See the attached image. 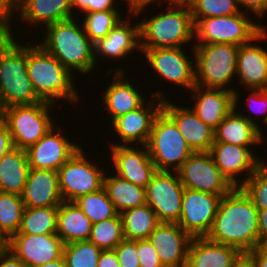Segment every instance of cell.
Masks as SVG:
<instances>
[{
  "instance_id": "obj_39",
  "label": "cell",
  "mask_w": 267,
  "mask_h": 267,
  "mask_svg": "<svg viewBox=\"0 0 267 267\" xmlns=\"http://www.w3.org/2000/svg\"><path fill=\"white\" fill-rule=\"evenodd\" d=\"M102 249L90 241L64 244L63 257L67 267H97Z\"/></svg>"
},
{
  "instance_id": "obj_28",
  "label": "cell",
  "mask_w": 267,
  "mask_h": 267,
  "mask_svg": "<svg viewBox=\"0 0 267 267\" xmlns=\"http://www.w3.org/2000/svg\"><path fill=\"white\" fill-rule=\"evenodd\" d=\"M248 90L267 88V51L256 44L239 46L237 73Z\"/></svg>"
},
{
  "instance_id": "obj_24",
  "label": "cell",
  "mask_w": 267,
  "mask_h": 267,
  "mask_svg": "<svg viewBox=\"0 0 267 267\" xmlns=\"http://www.w3.org/2000/svg\"><path fill=\"white\" fill-rule=\"evenodd\" d=\"M196 115L213 130L234 109V92L226 89L202 88L195 85L192 90Z\"/></svg>"
},
{
  "instance_id": "obj_16",
  "label": "cell",
  "mask_w": 267,
  "mask_h": 267,
  "mask_svg": "<svg viewBox=\"0 0 267 267\" xmlns=\"http://www.w3.org/2000/svg\"><path fill=\"white\" fill-rule=\"evenodd\" d=\"M250 147L214 142L209 150L215 165L234 187H240L263 163L250 151ZM248 171L246 179H236L237 174Z\"/></svg>"
},
{
  "instance_id": "obj_2",
  "label": "cell",
  "mask_w": 267,
  "mask_h": 267,
  "mask_svg": "<svg viewBox=\"0 0 267 267\" xmlns=\"http://www.w3.org/2000/svg\"><path fill=\"white\" fill-rule=\"evenodd\" d=\"M28 46L15 41L12 31L0 32V95L5 108L43 100L27 72Z\"/></svg>"
},
{
  "instance_id": "obj_38",
  "label": "cell",
  "mask_w": 267,
  "mask_h": 267,
  "mask_svg": "<svg viewBox=\"0 0 267 267\" xmlns=\"http://www.w3.org/2000/svg\"><path fill=\"white\" fill-rule=\"evenodd\" d=\"M118 11H94L85 13L83 29L94 44L106 37L110 30L122 21Z\"/></svg>"
},
{
  "instance_id": "obj_14",
  "label": "cell",
  "mask_w": 267,
  "mask_h": 267,
  "mask_svg": "<svg viewBox=\"0 0 267 267\" xmlns=\"http://www.w3.org/2000/svg\"><path fill=\"white\" fill-rule=\"evenodd\" d=\"M141 52L160 77L190 90L196 85L195 63L190 61L181 47L155 48Z\"/></svg>"
},
{
  "instance_id": "obj_51",
  "label": "cell",
  "mask_w": 267,
  "mask_h": 267,
  "mask_svg": "<svg viewBox=\"0 0 267 267\" xmlns=\"http://www.w3.org/2000/svg\"><path fill=\"white\" fill-rule=\"evenodd\" d=\"M259 245H267V209H258Z\"/></svg>"
},
{
  "instance_id": "obj_41",
  "label": "cell",
  "mask_w": 267,
  "mask_h": 267,
  "mask_svg": "<svg viewBox=\"0 0 267 267\" xmlns=\"http://www.w3.org/2000/svg\"><path fill=\"white\" fill-rule=\"evenodd\" d=\"M267 164L264 162L240 187L257 209H267Z\"/></svg>"
},
{
  "instance_id": "obj_57",
  "label": "cell",
  "mask_w": 267,
  "mask_h": 267,
  "mask_svg": "<svg viewBox=\"0 0 267 267\" xmlns=\"http://www.w3.org/2000/svg\"><path fill=\"white\" fill-rule=\"evenodd\" d=\"M168 1L170 4H189L191 2V0H168Z\"/></svg>"
},
{
  "instance_id": "obj_18",
  "label": "cell",
  "mask_w": 267,
  "mask_h": 267,
  "mask_svg": "<svg viewBox=\"0 0 267 267\" xmlns=\"http://www.w3.org/2000/svg\"><path fill=\"white\" fill-rule=\"evenodd\" d=\"M52 127L37 143L26 151L30 168L57 171L80 148Z\"/></svg>"
},
{
  "instance_id": "obj_56",
  "label": "cell",
  "mask_w": 267,
  "mask_h": 267,
  "mask_svg": "<svg viewBox=\"0 0 267 267\" xmlns=\"http://www.w3.org/2000/svg\"><path fill=\"white\" fill-rule=\"evenodd\" d=\"M4 117H5V106L3 104V101L0 95V122L4 121Z\"/></svg>"
},
{
  "instance_id": "obj_15",
  "label": "cell",
  "mask_w": 267,
  "mask_h": 267,
  "mask_svg": "<svg viewBox=\"0 0 267 267\" xmlns=\"http://www.w3.org/2000/svg\"><path fill=\"white\" fill-rule=\"evenodd\" d=\"M64 242L56 234H14L9 251L28 267H38L63 256Z\"/></svg>"
},
{
  "instance_id": "obj_42",
  "label": "cell",
  "mask_w": 267,
  "mask_h": 267,
  "mask_svg": "<svg viewBox=\"0 0 267 267\" xmlns=\"http://www.w3.org/2000/svg\"><path fill=\"white\" fill-rule=\"evenodd\" d=\"M114 251L121 267H140L137 240L124 238Z\"/></svg>"
},
{
  "instance_id": "obj_48",
  "label": "cell",
  "mask_w": 267,
  "mask_h": 267,
  "mask_svg": "<svg viewBox=\"0 0 267 267\" xmlns=\"http://www.w3.org/2000/svg\"><path fill=\"white\" fill-rule=\"evenodd\" d=\"M12 148L14 144L9 128L4 122H0V159Z\"/></svg>"
},
{
  "instance_id": "obj_45",
  "label": "cell",
  "mask_w": 267,
  "mask_h": 267,
  "mask_svg": "<svg viewBox=\"0 0 267 267\" xmlns=\"http://www.w3.org/2000/svg\"><path fill=\"white\" fill-rule=\"evenodd\" d=\"M13 9H17V0H0V32L11 31Z\"/></svg>"
},
{
  "instance_id": "obj_44",
  "label": "cell",
  "mask_w": 267,
  "mask_h": 267,
  "mask_svg": "<svg viewBox=\"0 0 267 267\" xmlns=\"http://www.w3.org/2000/svg\"><path fill=\"white\" fill-rule=\"evenodd\" d=\"M114 0H71L72 10L79 8L82 12L94 11H117L114 7Z\"/></svg>"
},
{
  "instance_id": "obj_9",
  "label": "cell",
  "mask_w": 267,
  "mask_h": 267,
  "mask_svg": "<svg viewBox=\"0 0 267 267\" xmlns=\"http://www.w3.org/2000/svg\"><path fill=\"white\" fill-rule=\"evenodd\" d=\"M55 104L42 101L32 105L5 108L4 123L8 126L14 147L27 150L37 143L52 127L48 107Z\"/></svg>"
},
{
  "instance_id": "obj_55",
  "label": "cell",
  "mask_w": 267,
  "mask_h": 267,
  "mask_svg": "<svg viewBox=\"0 0 267 267\" xmlns=\"http://www.w3.org/2000/svg\"><path fill=\"white\" fill-rule=\"evenodd\" d=\"M38 267H67V264H66L64 257L62 256L61 258L55 261L48 262Z\"/></svg>"
},
{
  "instance_id": "obj_3",
  "label": "cell",
  "mask_w": 267,
  "mask_h": 267,
  "mask_svg": "<svg viewBox=\"0 0 267 267\" xmlns=\"http://www.w3.org/2000/svg\"><path fill=\"white\" fill-rule=\"evenodd\" d=\"M82 28L74 18L50 24L40 45L66 69L88 74L96 65L94 44Z\"/></svg>"
},
{
  "instance_id": "obj_17",
  "label": "cell",
  "mask_w": 267,
  "mask_h": 267,
  "mask_svg": "<svg viewBox=\"0 0 267 267\" xmlns=\"http://www.w3.org/2000/svg\"><path fill=\"white\" fill-rule=\"evenodd\" d=\"M154 95L157 97L155 101L157 100L158 104L153 100L147 104V108L143 104L138 109L130 111L112 122L114 131L117 132L123 142L122 145H129L128 143L131 142L139 143L138 145L141 143L142 146L147 145L154 119L162 110V104L165 100L161 91Z\"/></svg>"
},
{
  "instance_id": "obj_19",
  "label": "cell",
  "mask_w": 267,
  "mask_h": 267,
  "mask_svg": "<svg viewBox=\"0 0 267 267\" xmlns=\"http://www.w3.org/2000/svg\"><path fill=\"white\" fill-rule=\"evenodd\" d=\"M192 239L177 223H160L147 240L165 267H184Z\"/></svg>"
},
{
  "instance_id": "obj_11",
  "label": "cell",
  "mask_w": 267,
  "mask_h": 267,
  "mask_svg": "<svg viewBox=\"0 0 267 267\" xmlns=\"http://www.w3.org/2000/svg\"><path fill=\"white\" fill-rule=\"evenodd\" d=\"M184 189L177 171H156L152 175L145 188L146 204L160 223L179 222Z\"/></svg>"
},
{
  "instance_id": "obj_21",
  "label": "cell",
  "mask_w": 267,
  "mask_h": 267,
  "mask_svg": "<svg viewBox=\"0 0 267 267\" xmlns=\"http://www.w3.org/2000/svg\"><path fill=\"white\" fill-rule=\"evenodd\" d=\"M162 111L176 124L182 137L194 152H209L214 143V130L190 108L164 100Z\"/></svg>"
},
{
  "instance_id": "obj_29",
  "label": "cell",
  "mask_w": 267,
  "mask_h": 267,
  "mask_svg": "<svg viewBox=\"0 0 267 267\" xmlns=\"http://www.w3.org/2000/svg\"><path fill=\"white\" fill-rule=\"evenodd\" d=\"M21 20L46 26L73 17L71 0H17Z\"/></svg>"
},
{
  "instance_id": "obj_22",
  "label": "cell",
  "mask_w": 267,
  "mask_h": 267,
  "mask_svg": "<svg viewBox=\"0 0 267 267\" xmlns=\"http://www.w3.org/2000/svg\"><path fill=\"white\" fill-rule=\"evenodd\" d=\"M244 259L235 247L193 237L184 267H237Z\"/></svg>"
},
{
  "instance_id": "obj_10",
  "label": "cell",
  "mask_w": 267,
  "mask_h": 267,
  "mask_svg": "<svg viewBox=\"0 0 267 267\" xmlns=\"http://www.w3.org/2000/svg\"><path fill=\"white\" fill-rule=\"evenodd\" d=\"M91 164L80 147L58 170L59 189L63 201L73 202L78 197L103 188L105 173Z\"/></svg>"
},
{
  "instance_id": "obj_54",
  "label": "cell",
  "mask_w": 267,
  "mask_h": 267,
  "mask_svg": "<svg viewBox=\"0 0 267 267\" xmlns=\"http://www.w3.org/2000/svg\"><path fill=\"white\" fill-rule=\"evenodd\" d=\"M9 242L10 238L0 229V255L9 251Z\"/></svg>"
},
{
  "instance_id": "obj_25",
  "label": "cell",
  "mask_w": 267,
  "mask_h": 267,
  "mask_svg": "<svg viewBox=\"0 0 267 267\" xmlns=\"http://www.w3.org/2000/svg\"><path fill=\"white\" fill-rule=\"evenodd\" d=\"M236 110L237 107L234 105V109L214 130V142H225L243 147L262 143L263 133L259 125L251 117L243 116Z\"/></svg>"
},
{
  "instance_id": "obj_5",
  "label": "cell",
  "mask_w": 267,
  "mask_h": 267,
  "mask_svg": "<svg viewBox=\"0 0 267 267\" xmlns=\"http://www.w3.org/2000/svg\"><path fill=\"white\" fill-rule=\"evenodd\" d=\"M169 5L165 13L139 22L141 50L181 47L192 40L194 22L189 5Z\"/></svg>"
},
{
  "instance_id": "obj_49",
  "label": "cell",
  "mask_w": 267,
  "mask_h": 267,
  "mask_svg": "<svg viewBox=\"0 0 267 267\" xmlns=\"http://www.w3.org/2000/svg\"><path fill=\"white\" fill-rule=\"evenodd\" d=\"M238 6H246L245 13L250 9L254 14H257L260 18L267 11V0H237ZM240 4V5H239Z\"/></svg>"
},
{
  "instance_id": "obj_33",
  "label": "cell",
  "mask_w": 267,
  "mask_h": 267,
  "mask_svg": "<svg viewBox=\"0 0 267 267\" xmlns=\"http://www.w3.org/2000/svg\"><path fill=\"white\" fill-rule=\"evenodd\" d=\"M125 239L143 240L160 224L156 213L145 204L140 207L130 208L120 213Z\"/></svg>"
},
{
  "instance_id": "obj_4",
  "label": "cell",
  "mask_w": 267,
  "mask_h": 267,
  "mask_svg": "<svg viewBox=\"0 0 267 267\" xmlns=\"http://www.w3.org/2000/svg\"><path fill=\"white\" fill-rule=\"evenodd\" d=\"M27 72L36 94L46 102L63 98L76 102L79 98L73 74L41 45L28 46Z\"/></svg>"
},
{
  "instance_id": "obj_52",
  "label": "cell",
  "mask_w": 267,
  "mask_h": 267,
  "mask_svg": "<svg viewBox=\"0 0 267 267\" xmlns=\"http://www.w3.org/2000/svg\"><path fill=\"white\" fill-rule=\"evenodd\" d=\"M0 267H28L12 252L8 251L0 255Z\"/></svg>"
},
{
  "instance_id": "obj_1",
  "label": "cell",
  "mask_w": 267,
  "mask_h": 267,
  "mask_svg": "<svg viewBox=\"0 0 267 267\" xmlns=\"http://www.w3.org/2000/svg\"><path fill=\"white\" fill-rule=\"evenodd\" d=\"M206 237L235 247L244 256L259 245L258 209L241 187H234L221 198Z\"/></svg>"
},
{
  "instance_id": "obj_40",
  "label": "cell",
  "mask_w": 267,
  "mask_h": 267,
  "mask_svg": "<svg viewBox=\"0 0 267 267\" xmlns=\"http://www.w3.org/2000/svg\"><path fill=\"white\" fill-rule=\"evenodd\" d=\"M237 0H191L192 19L220 17L240 13Z\"/></svg>"
},
{
  "instance_id": "obj_8",
  "label": "cell",
  "mask_w": 267,
  "mask_h": 267,
  "mask_svg": "<svg viewBox=\"0 0 267 267\" xmlns=\"http://www.w3.org/2000/svg\"><path fill=\"white\" fill-rule=\"evenodd\" d=\"M146 146L157 171L172 168L177 171L194 153L176 124L162 110L154 119Z\"/></svg>"
},
{
  "instance_id": "obj_47",
  "label": "cell",
  "mask_w": 267,
  "mask_h": 267,
  "mask_svg": "<svg viewBox=\"0 0 267 267\" xmlns=\"http://www.w3.org/2000/svg\"><path fill=\"white\" fill-rule=\"evenodd\" d=\"M249 96L250 97L247 98L248 99L247 101H250V102L254 101L252 104H254V105L257 104V106L258 105L260 106L259 107L260 109L258 108L259 110L256 109L257 107L251 108V106H253V105L250 104V102H247L248 105H251V106H249L250 107L249 110H251V112H256V113L258 112V114H259L260 111H263V112L267 113V92L265 91V89H252ZM263 112H260V113H263ZM264 118L265 119H263V121L267 124V115H265Z\"/></svg>"
},
{
  "instance_id": "obj_30",
  "label": "cell",
  "mask_w": 267,
  "mask_h": 267,
  "mask_svg": "<svg viewBox=\"0 0 267 267\" xmlns=\"http://www.w3.org/2000/svg\"><path fill=\"white\" fill-rule=\"evenodd\" d=\"M92 229V222L73 202L63 201L57 212L56 235L64 244L87 241Z\"/></svg>"
},
{
  "instance_id": "obj_32",
  "label": "cell",
  "mask_w": 267,
  "mask_h": 267,
  "mask_svg": "<svg viewBox=\"0 0 267 267\" xmlns=\"http://www.w3.org/2000/svg\"><path fill=\"white\" fill-rule=\"evenodd\" d=\"M106 174L104 175L103 188L119 214L127 209L146 204L145 188L135 185L118 175L107 177Z\"/></svg>"
},
{
  "instance_id": "obj_35",
  "label": "cell",
  "mask_w": 267,
  "mask_h": 267,
  "mask_svg": "<svg viewBox=\"0 0 267 267\" xmlns=\"http://www.w3.org/2000/svg\"><path fill=\"white\" fill-rule=\"evenodd\" d=\"M73 203L82 210L92 224L116 217L119 214L104 188L82 195Z\"/></svg>"
},
{
  "instance_id": "obj_36",
  "label": "cell",
  "mask_w": 267,
  "mask_h": 267,
  "mask_svg": "<svg viewBox=\"0 0 267 267\" xmlns=\"http://www.w3.org/2000/svg\"><path fill=\"white\" fill-rule=\"evenodd\" d=\"M24 209L21 195L0 191V229L8 238L18 233Z\"/></svg>"
},
{
  "instance_id": "obj_50",
  "label": "cell",
  "mask_w": 267,
  "mask_h": 267,
  "mask_svg": "<svg viewBox=\"0 0 267 267\" xmlns=\"http://www.w3.org/2000/svg\"><path fill=\"white\" fill-rule=\"evenodd\" d=\"M97 267H121L114 250H102Z\"/></svg>"
},
{
  "instance_id": "obj_46",
  "label": "cell",
  "mask_w": 267,
  "mask_h": 267,
  "mask_svg": "<svg viewBox=\"0 0 267 267\" xmlns=\"http://www.w3.org/2000/svg\"><path fill=\"white\" fill-rule=\"evenodd\" d=\"M250 267H267V245H258L245 255Z\"/></svg>"
},
{
  "instance_id": "obj_20",
  "label": "cell",
  "mask_w": 267,
  "mask_h": 267,
  "mask_svg": "<svg viewBox=\"0 0 267 267\" xmlns=\"http://www.w3.org/2000/svg\"><path fill=\"white\" fill-rule=\"evenodd\" d=\"M142 150L138 147L122 144H112V161L116 175L128 180L129 182L146 188L152 175L157 171L149 156L147 146L143 145Z\"/></svg>"
},
{
  "instance_id": "obj_31",
  "label": "cell",
  "mask_w": 267,
  "mask_h": 267,
  "mask_svg": "<svg viewBox=\"0 0 267 267\" xmlns=\"http://www.w3.org/2000/svg\"><path fill=\"white\" fill-rule=\"evenodd\" d=\"M30 170L25 150L14 147L0 159V191L21 195Z\"/></svg>"
},
{
  "instance_id": "obj_58",
  "label": "cell",
  "mask_w": 267,
  "mask_h": 267,
  "mask_svg": "<svg viewBox=\"0 0 267 267\" xmlns=\"http://www.w3.org/2000/svg\"><path fill=\"white\" fill-rule=\"evenodd\" d=\"M238 267H250V265L245 261V259L238 265Z\"/></svg>"
},
{
  "instance_id": "obj_27",
  "label": "cell",
  "mask_w": 267,
  "mask_h": 267,
  "mask_svg": "<svg viewBox=\"0 0 267 267\" xmlns=\"http://www.w3.org/2000/svg\"><path fill=\"white\" fill-rule=\"evenodd\" d=\"M124 72L122 68L116 70L114 81L106 87L107 90L103 94V104L110 113L112 122L145 103V97L131 85V81L123 79Z\"/></svg>"
},
{
  "instance_id": "obj_23",
  "label": "cell",
  "mask_w": 267,
  "mask_h": 267,
  "mask_svg": "<svg viewBox=\"0 0 267 267\" xmlns=\"http://www.w3.org/2000/svg\"><path fill=\"white\" fill-rule=\"evenodd\" d=\"M21 197L25 207L59 206L63 198L59 189L58 172L30 168Z\"/></svg>"
},
{
  "instance_id": "obj_7",
  "label": "cell",
  "mask_w": 267,
  "mask_h": 267,
  "mask_svg": "<svg viewBox=\"0 0 267 267\" xmlns=\"http://www.w3.org/2000/svg\"><path fill=\"white\" fill-rule=\"evenodd\" d=\"M246 13H240L193 19L194 37L197 36L198 44H233L244 45L253 41L267 39L266 29L259 23L252 22ZM200 42V43H199Z\"/></svg>"
},
{
  "instance_id": "obj_13",
  "label": "cell",
  "mask_w": 267,
  "mask_h": 267,
  "mask_svg": "<svg viewBox=\"0 0 267 267\" xmlns=\"http://www.w3.org/2000/svg\"><path fill=\"white\" fill-rule=\"evenodd\" d=\"M222 197L185 188L177 224L192 237H206L212 228Z\"/></svg>"
},
{
  "instance_id": "obj_12",
  "label": "cell",
  "mask_w": 267,
  "mask_h": 267,
  "mask_svg": "<svg viewBox=\"0 0 267 267\" xmlns=\"http://www.w3.org/2000/svg\"><path fill=\"white\" fill-rule=\"evenodd\" d=\"M177 173L182 185L191 190L224 196L234 188L209 152H194Z\"/></svg>"
},
{
  "instance_id": "obj_43",
  "label": "cell",
  "mask_w": 267,
  "mask_h": 267,
  "mask_svg": "<svg viewBox=\"0 0 267 267\" xmlns=\"http://www.w3.org/2000/svg\"><path fill=\"white\" fill-rule=\"evenodd\" d=\"M137 252L140 267H165L155 247L147 239L137 240Z\"/></svg>"
},
{
  "instance_id": "obj_6",
  "label": "cell",
  "mask_w": 267,
  "mask_h": 267,
  "mask_svg": "<svg viewBox=\"0 0 267 267\" xmlns=\"http://www.w3.org/2000/svg\"><path fill=\"white\" fill-rule=\"evenodd\" d=\"M195 81L199 87L226 89L234 92V105L238 93L227 85L237 73L238 45L233 44H194Z\"/></svg>"
},
{
  "instance_id": "obj_53",
  "label": "cell",
  "mask_w": 267,
  "mask_h": 267,
  "mask_svg": "<svg viewBox=\"0 0 267 267\" xmlns=\"http://www.w3.org/2000/svg\"><path fill=\"white\" fill-rule=\"evenodd\" d=\"M125 1V0H123ZM128 2V6L130 9V13L134 16H136L137 14H139V12H141V10L144 9L145 6H149L151 2H155L156 3H162V0H126ZM148 4V5H147ZM133 12V13H132Z\"/></svg>"
},
{
  "instance_id": "obj_26",
  "label": "cell",
  "mask_w": 267,
  "mask_h": 267,
  "mask_svg": "<svg viewBox=\"0 0 267 267\" xmlns=\"http://www.w3.org/2000/svg\"><path fill=\"white\" fill-rule=\"evenodd\" d=\"M129 23L127 20L126 22L122 20L110 30L106 37L94 43L95 64L97 61L95 55L98 54L99 56H106L118 60L128 56L136 48L141 52L139 23L134 26Z\"/></svg>"
},
{
  "instance_id": "obj_37",
  "label": "cell",
  "mask_w": 267,
  "mask_h": 267,
  "mask_svg": "<svg viewBox=\"0 0 267 267\" xmlns=\"http://www.w3.org/2000/svg\"><path fill=\"white\" fill-rule=\"evenodd\" d=\"M124 239L120 214L116 217L92 224L88 241L102 250H114Z\"/></svg>"
},
{
  "instance_id": "obj_34",
  "label": "cell",
  "mask_w": 267,
  "mask_h": 267,
  "mask_svg": "<svg viewBox=\"0 0 267 267\" xmlns=\"http://www.w3.org/2000/svg\"><path fill=\"white\" fill-rule=\"evenodd\" d=\"M58 207H25L17 234H56Z\"/></svg>"
}]
</instances>
